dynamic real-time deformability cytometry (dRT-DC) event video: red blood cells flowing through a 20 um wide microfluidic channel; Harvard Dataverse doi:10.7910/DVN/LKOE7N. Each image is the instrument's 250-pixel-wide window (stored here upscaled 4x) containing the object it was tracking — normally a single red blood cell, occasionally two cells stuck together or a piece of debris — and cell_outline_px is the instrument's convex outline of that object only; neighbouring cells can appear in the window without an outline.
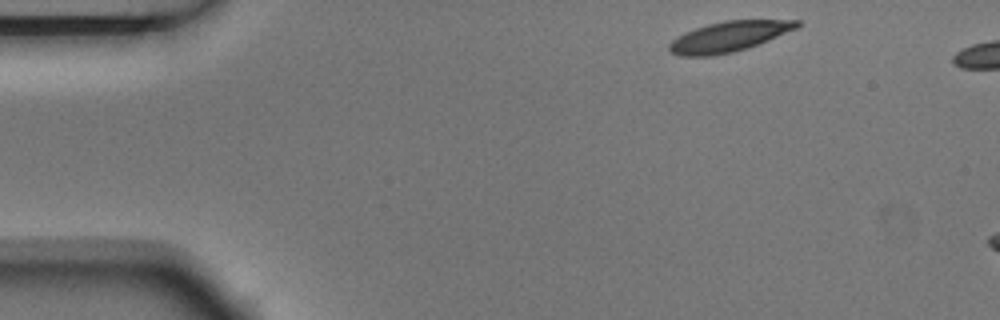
{"species": "Egyptian fruit bat (a non-hibernating species)", "species_latin": "Rousettus aegyptiacus", "temperature_condition": "room temperature", "stored_images_in_passage": 2, "camera_frame_rate_fps": 3000, "um_per_image_px": 0.085, "animal": {"sex": "male"}, "frame": {"image": 1, "passage_image": 1, "time_ms": 0.0, "image_size_px": [1000, 320], "cell_outline_px": [[800, 24], [796, 28], [768, 40], [748, 48], [732, 52], [712, 56], [680, 56], [672, 52], [668, 48], [668, 44], [676, 36], [684, 32], [708, 24], [724, 20], [800, 20]], "centroid_in_image_um": [61.91, 3.11], "position_along_channel_um": 23.1, "area_um2": 22.43}}